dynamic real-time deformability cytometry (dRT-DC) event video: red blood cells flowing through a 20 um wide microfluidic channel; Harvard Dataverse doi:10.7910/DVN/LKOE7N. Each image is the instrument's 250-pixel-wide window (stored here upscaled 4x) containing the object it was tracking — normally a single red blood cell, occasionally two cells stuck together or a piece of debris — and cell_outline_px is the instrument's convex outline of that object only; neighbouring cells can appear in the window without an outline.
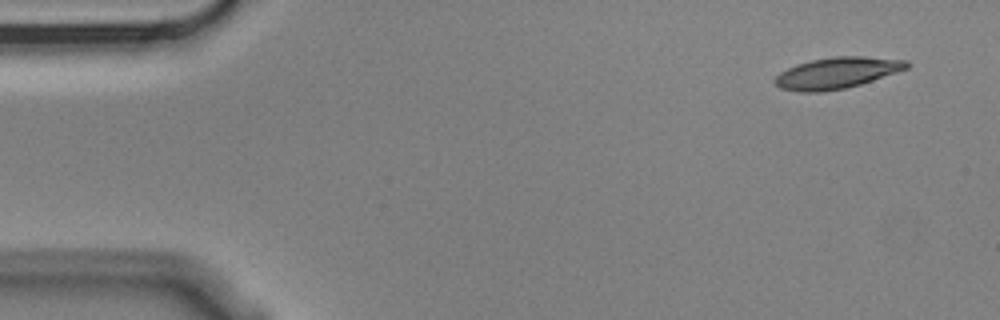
{"species": "Egyptian fruit bat (a non-hibernating species)", "species_latin": "Rousettus aegyptiacus", "temperature_condition": "cold", "stored_images_in_passage": 4, "camera_frame_rate_fps": 3000, "um_per_image_px": 0.085, "animal": {"sex": "male"}, "frame": {"image": 1, "passage_image": 1, "time_ms": 0.0, "image_size_px": [1000, 320], "cell_outline_px": [[912, 64], [908, 68], [860, 84], [844, 88], [820, 92], [800, 92], [780, 88], [772, 80], [780, 72], [796, 64], [812, 60], [832, 56], [864, 56], [908, 60]], "centroid_in_image_um": [71.13, 6.19], "position_along_channel_um": 13.9, "area_um2": 23.99}}
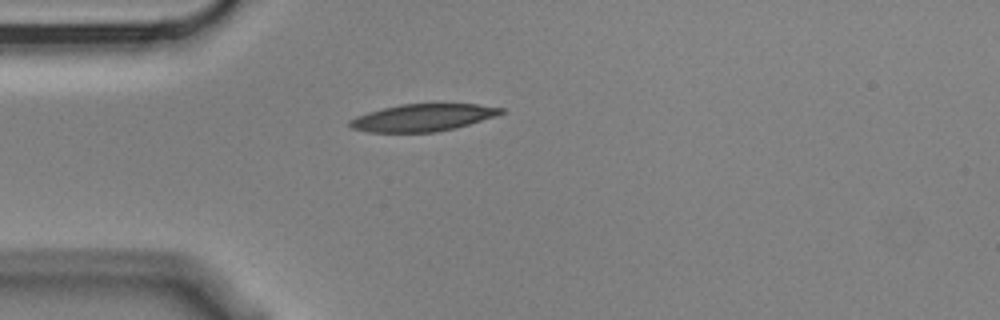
{"frame": {"image": 2, "passage_image": 4, "time_ms": 1.0, "image_size_px": [1000, 320], "cell_outline_px": [[504, 112], [496, 116], [456, 128], [436, 132], [368, 132], [352, 128], [348, 124], [348, 120], [356, 116], [368, 112], [400, 104], [476, 104], [504, 108]], "centroid_in_image_um": [35.93, 10.0], "position_along_channel_um": 49.1, "area_um2": 23.93}}